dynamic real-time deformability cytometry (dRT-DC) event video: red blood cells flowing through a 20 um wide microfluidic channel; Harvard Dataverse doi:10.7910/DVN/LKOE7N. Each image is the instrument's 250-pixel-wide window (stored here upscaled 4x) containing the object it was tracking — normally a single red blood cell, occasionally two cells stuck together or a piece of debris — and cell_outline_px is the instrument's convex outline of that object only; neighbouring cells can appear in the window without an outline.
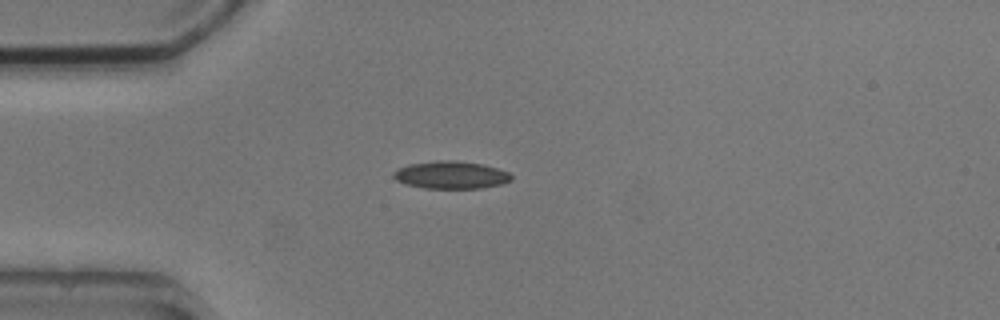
{"species": "common noctule bat (a hibernating species)", "species_latin": "Nyctalus noctula", "temperature_condition": "cold", "stored_images_in_passage": 2, "camera_frame_rate_fps": 3000, "um_per_image_px": 0.085, "animal": {"sex": "male", "body_mass_g": 20.5, "forearm_length_mm": 52.5}, "frame": {"image": 1, "passage_image": 1, "time_ms": 0.0, "image_size_px": [1000, 320], "cell_outline_px": [[512, 180], [504, 184], [484, 188], [424, 188], [404, 184], [396, 180], [392, 176], [392, 172], [408, 164], [436, 160], [456, 160], [484, 164], [508, 172], [512, 176]], "centroid_in_image_um": [38.34, 14.87], "position_along_channel_um": 46.7, "area_um2": 19.19}}